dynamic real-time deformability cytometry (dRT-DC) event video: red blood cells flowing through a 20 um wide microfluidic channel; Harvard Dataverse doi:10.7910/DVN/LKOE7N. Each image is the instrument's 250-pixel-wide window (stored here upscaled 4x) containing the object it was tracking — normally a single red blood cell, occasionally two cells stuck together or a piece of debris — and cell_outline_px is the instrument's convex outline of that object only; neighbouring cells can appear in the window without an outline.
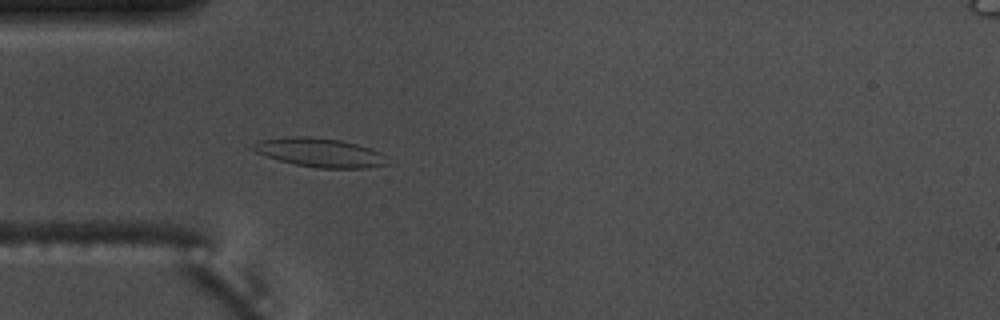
{"species": "common noctule bat (a hibernating species)", "species_latin": "Nyctalus noctula", "temperature_condition": "warm", "stored_images_in_passage": 5, "camera_frame_rate_fps": 3000, "um_per_image_px": 0.085, "animal": {"sex": "male", "body_mass_g": 17.5, "forearm_length_mm": 52.3}, "frame": {"image": 1, "passage_image": 5, "time_ms": 1.333, "image_size_px": [1000, 320], "cell_outline_px": [[392, 164], [364, 168], [316, 168], [296, 164], [264, 156], [248, 148], [256, 140], [292, 136], [308, 136], [340, 140], [372, 148], [380, 152]], "centroid_in_image_um": [27.16, 12.96], "position_along_channel_um": 57.8, "area_um2": 22.89}}